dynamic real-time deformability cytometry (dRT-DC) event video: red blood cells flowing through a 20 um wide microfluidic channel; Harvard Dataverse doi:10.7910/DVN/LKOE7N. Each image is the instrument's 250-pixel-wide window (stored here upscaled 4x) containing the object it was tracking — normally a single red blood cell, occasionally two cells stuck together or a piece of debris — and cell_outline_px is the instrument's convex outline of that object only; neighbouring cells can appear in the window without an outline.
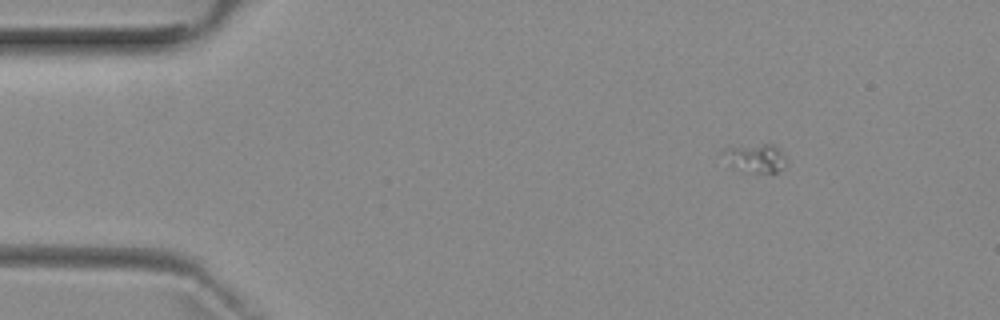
{"species": "common noctule bat (a hibernating species)", "species_latin": "Nyctalus noctula", "temperature_condition": "room temperature", "stored_images_in_passage": 4, "camera_frame_rate_fps": 3000, "um_per_image_px": 0.085, "animal": {"sex": "female", "body_mass_g": 29.2, "forearm_length_mm": 56.3}, "frame": {"image": 1, "passage_image": 2, "time_ms": 1.333, "image_size_px": [1000, 320], "cell_outline_px": [[784, 156], [780, 168], [776, 172], [752, 172], [732, 168], [728, 164], [720, 152], [720, 148], [760, 144], [776, 144]], "centroid_in_image_um": [64.09, 13.4], "position_along_channel_um": 20.9, "area_um2": 10.4}}